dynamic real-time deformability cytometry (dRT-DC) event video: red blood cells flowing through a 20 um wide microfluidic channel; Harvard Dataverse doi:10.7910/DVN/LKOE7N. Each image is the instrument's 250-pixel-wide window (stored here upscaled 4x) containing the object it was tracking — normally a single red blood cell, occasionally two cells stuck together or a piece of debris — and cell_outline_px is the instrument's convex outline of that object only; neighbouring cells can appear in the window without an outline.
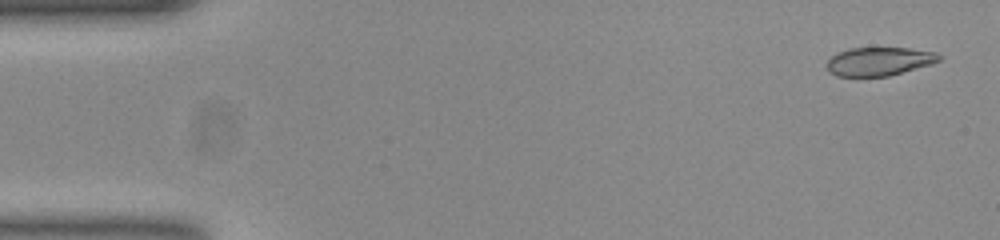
{"species": "common noctule bat (a hibernating species)", "species_latin": "Nyctalus noctula", "temperature_condition": "room temperature", "stored_images_in_passage": 51, "camera_frame_rate_fps": 3000, "um_per_image_px": 0.085, "animal": {"sex": "female", "body_mass_g": 23.0, "forearm_length_mm": 53.4}, "frame": {"image": 1, "passage_image": 2, "time_ms": 0.333, "image_size_px": [1000, 240], "cell_outline_px": [[940, 60], [932, 64], [888, 76], [836, 76], [828, 72], [828, 60], [832, 56], [848, 48], [908, 48], [936, 52], [940, 56]], "centroid_in_image_um": [74.73, 5.22], "position_along_channel_um": 10.3, "area_um2": 18.5}}
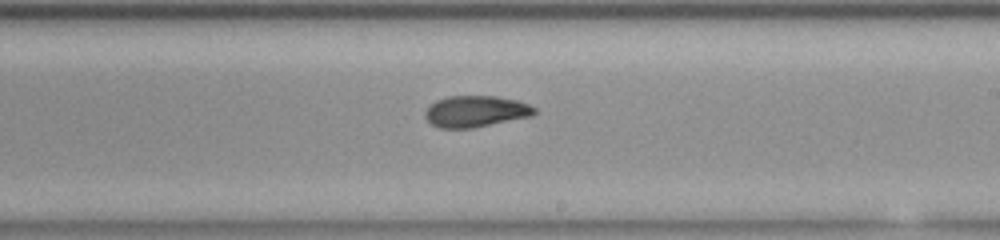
{"frame": {"image": 2, "passage_image": 30, "time_ms": 9.667, "image_size_px": [1000, 240], "cell_outline_px": [[536, 112], [532, 116], [472, 128], [440, 128], [432, 124], [424, 116], [424, 112], [436, 100], [448, 96], [496, 96], [516, 100], [528, 104], [536, 108]], "centroid_in_image_um": [40.44, 9.46], "position_along_channel_um": 248.6, "area_um2": 19.88}}
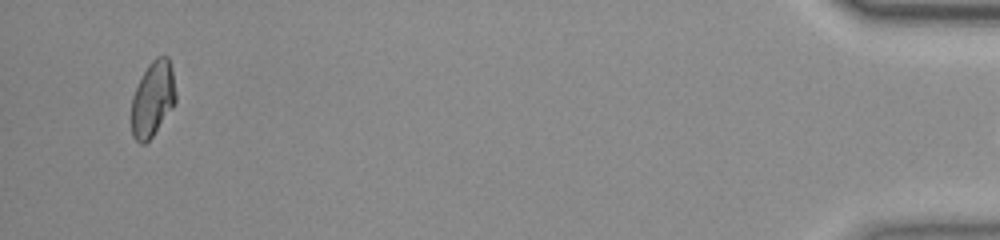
{"frame": {"image": 3, "passage_image": 50, "time_ms": 16.333, "image_size_px": [1000, 240], "cell_outline_px": [[176, 100], [172, 108], [152, 136], [144, 144], [140, 144], [132, 136], [132, 96], [148, 64], [156, 56], [168, 56], [172, 68], [176, 96]], "centroid_in_image_um": [12.99, 8.39], "position_along_channel_um": 422.2, "area_um2": 19.25}}